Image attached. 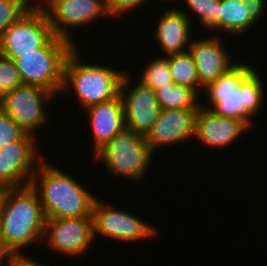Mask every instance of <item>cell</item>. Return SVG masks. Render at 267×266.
I'll return each instance as SVG.
<instances>
[{"label":"cell","mask_w":267,"mask_h":266,"mask_svg":"<svg viewBox=\"0 0 267 266\" xmlns=\"http://www.w3.org/2000/svg\"><path fill=\"white\" fill-rule=\"evenodd\" d=\"M247 63L236 61L226 73L209 83L203 89L202 97L207 98L210 108L204 103L200 106L214 115L239 119L250 128L252 118L265 103V88L259 72Z\"/></svg>","instance_id":"6da1fadb"},{"label":"cell","mask_w":267,"mask_h":266,"mask_svg":"<svg viewBox=\"0 0 267 266\" xmlns=\"http://www.w3.org/2000/svg\"><path fill=\"white\" fill-rule=\"evenodd\" d=\"M45 224L39 195L31 185L0 189V238L9 254L23 253L42 241Z\"/></svg>","instance_id":"7a4b0ae2"},{"label":"cell","mask_w":267,"mask_h":266,"mask_svg":"<svg viewBox=\"0 0 267 266\" xmlns=\"http://www.w3.org/2000/svg\"><path fill=\"white\" fill-rule=\"evenodd\" d=\"M31 186L39 195L46 219L93 216L96 196L77 179L44 158L38 163Z\"/></svg>","instance_id":"3957f363"},{"label":"cell","mask_w":267,"mask_h":266,"mask_svg":"<svg viewBox=\"0 0 267 266\" xmlns=\"http://www.w3.org/2000/svg\"><path fill=\"white\" fill-rule=\"evenodd\" d=\"M79 54L77 45L66 59L61 93H75L79 105L84 110L89 106L118 97L122 78L127 71L84 63Z\"/></svg>","instance_id":"277c9868"},{"label":"cell","mask_w":267,"mask_h":266,"mask_svg":"<svg viewBox=\"0 0 267 266\" xmlns=\"http://www.w3.org/2000/svg\"><path fill=\"white\" fill-rule=\"evenodd\" d=\"M73 42L54 36L44 47L29 54H1L16 64L23 84L34 85L62 95L64 66L75 48Z\"/></svg>","instance_id":"5b68a950"},{"label":"cell","mask_w":267,"mask_h":266,"mask_svg":"<svg viewBox=\"0 0 267 266\" xmlns=\"http://www.w3.org/2000/svg\"><path fill=\"white\" fill-rule=\"evenodd\" d=\"M94 156L96 161L106 166V171L112 176H124L138 183L147 174L154 154L148 146L146 136L124 128Z\"/></svg>","instance_id":"8992f818"},{"label":"cell","mask_w":267,"mask_h":266,"mask_svg":"<svg viewBox=\"0 0 267 266\" xmlns=\"http://www.w3.org/2000/svg\"><path fill=\"white\" fill-rule=\"evenodd\" d=\"M40 7L45 11L55 36L73 42L72 28H82L96 19H112L107 0H45ZM72 35V36H71Z\"/></svg>","instance_id":"52a82bcc"},{"label":"cell","mask_w":267,"mask_h":266,"mask_svg":"<svg viewBox=\"0 0 267 266\" xmlns=\"http://www.w3.org/2000/svg\"><path fill=\"white\" fill-rule=\"evenodd\" d=\"M54 96L46 89L22 84L0 98V107L25 133L34 135L40 126L47 124L49 116L45 105L51 103Z\"/></svg>","instance_id":"ba28073f"},{"label":"cell","mask_w":267,"mask_h":266,"mask_svg":"<svg viewBox=\"0 0 267 266\" xmlns=\"http://www.w3.org/2000/svg\"><path fill=\"white\" fill-rule=\"evenodd\" d=\"M54 36L45 11L40 6H32L4 31L0 54L35 53Z\"/></svg>","instance_id":"9c48e42d"},{"label":"cell","mask_w":267,"mask_h":266,"mask_svg":"<svg viewBox=\"0 0 267 266\" xmlns=\"http://www.w3.org/2000/svg\"><path fill=\"white\" fill-rule=\"evenodd\" d=\"M36 136L26 133L21 139L0 149V189L31 184L37 164L45 158L44 154H38Z\"/></svg>","instance_id":"30bf717a"},{"label":"cell","mask_w":267,"mask_h":266,"mask_svg":"<svg viewBox=\"0 0 267 266\" xmlns=\"http://www.w3.org/2000/svg\"><path fill=\"white\" fill-rule=\"evenodd\" d=\"M95 198L92 207L94 237L98 234L119 242L134 243L154 236L156 228L127 210L116 209ZM105 202V203H104Z\"/></svg>","instance_id":"8fae6325"},{"label":"cell","mask_w":267,"mask_h":266,"mask_svg":"<svg viewBox=\"0 0 267 266\" xmlns=\"http://www.w3.org/2000/svg\"><path fill=\"white\" fill-rule=\"evenodd\" d=\"M43 237L52 252L71 258L81 256L96 240L93 216L48 218Z\"/></svg>","instance_id":"7c38bea8"},{"label":"cell","mask_w":267,"mask_h":266,"mask_svg":"<svg viewBox=\"0 0 267 266\" xmlns=\"http://www.w3.org/2000/svg\"><path fill=\"white\" fill-rule=\"evenodd\" d=\"M129 75L128 72L124 74L120 87V95L124 103L125 128L147 136L158 119L161 108L155 91L138 80L134 85Z\"/></svg>","instance_id":"4fadbf2b"},{"label":"cell","mask_w":267,"mask_h":266,"mask_svg":"<svg viewBox=\"0 0 267 266\" xmlns=\"http://www.w3.org/2000/svg\"><path fill=\"white\" fill-rule=\"evenodd\" d=\"M197 110L161 109L146 140L153 154L166 145L185 143L194 138ZM185 141V142H184ZM158 149V150H157Z\"/></svg>","instance_id":"5bb4252c"},{"label":"cell","mask_w":267,"mask_h":266,"mask_svg":"<svg viewBox=\"0 0 267 266\" xmlns=\"http://www.w3.org/2000/svg\"><path fill=\"white\" fill-rule=\"evenodd\" d=\"M250 129L236 118L214 115L210 110L197 109L194 119V139L210 148H226ZM244 133V134H243Z\"/></svg>","instance_id":"9a60e30c"},{"label":"cell","mask_w":267,"mask_h":266,"mask_svg":"<svg viewBox=\"0 0 267 266\" xmlns=\"http://www.w3.org/2000/svg\"><path fill=\"white\" fill-rule=\"evenodd\" d=\"M212 36V37H211ZM209 38L193 39L189 47L197 74L200 81V92L216 80L220 75L226 73L234 63L231 61L230 53L223 47V39L220 36L211 35ZM220 37V38H219Z\"/></svg>","instance_id":"2e32d148"},{"label":"cell","mask_w":267,"mask_h":266,"mask_svg":"<svg viewBox=\"0 0 267 266\" xmlns=\"http://www.w3.org/2000/svg\"><path fill=\"white\" fill-rule=\"evenodd\" d=\"M178 7L172 6L168 9L167 6H164V13L159 16V22L156 23L157 28L153 36L160 45V51L163 52L162 56L186 52L191 45L193 21L185 8L183 10Z\"/></svg>","instance_id":"e0dca14e"},{"label":"cell","mask_w":267,"mask_h":266,"mask_svg":"<svg viewBox=\"0 0 267 266\" xmlns=\"http://www.w3.org/2000/svg\"><path fill=\"white\" fill-rule=\"evenodd\" d=\"M91 127L93 155L125 128L124 103L118 97L83 110Z\"/></svg>","instance_id":"ac0fdd59"},{"label":"cell","mask_w":267,"mask_h":266,"mask_svg":"<svg viewBox=\"0 0 267 266\" xmlns=\"http://www.w3.org/2000/svg\"><path fill=\"white\" fill-rule=\"evenodd\" d=\"M244 0H220L218 10V31L229 34L242 35L255 26L250 18V8H246ZM250 28V29H249Z\"/></svg>","instance_id":"d6986e66"},{"label":"cell","mask_w":267,"mask_h":266,"mask_svg":"<svg viewBox=\"0 0 267 266\" xmlns=\"http://www.w3.org/2000/svg\"><path fill=\"white\" fill-rule=\"evenodd\" d=\"M155 94L161 109L197 110L201 104L192 89L174 83L159 87Z\"/></svg>","instance_id":"ffe728a7"},{"label":"cell","mask_w":267,"mask_h":266,"mask_svg":"<svg viewBox=\"0 0 267 266\" xmlns=\"http://www.w3.org/2000/svg\"><path fill=\"white\" fill-rule=\"evenodd\" d=\"M165 57L168 59L174 84L192 89L200 97L197 68L189 50Z\"/></svg>","instance_id":"44dd1931"},{"label":"cell","mask_w":267,"mask_h":266,"mask_svg":"<svg viewBox=\"0 0 267 266\" xmlns=\"http://www.w3.org/2000/svg\"><path fill=\"white\" fill-rule=\"evenodd\" d=\"M151 59L149 64L147 62L146 67L141 77L137 79L143 85L150 87L153 91L159 87H165L167 84H173L171 76V70L168 59L165 56L155 57Z\"/></svg>","instance_id":"7402d4cb"},{"label":"cell","mask_w":267,"mask_h":266,"mask_svg":"<svg viewBox=\"0 0 267 266\" xmlns=\"http://www.w3.org/2000/svg\"><path fill=\"white\" fill-rule=\"evenodd\" d=\"M182 1H185V4L188 6L187 8L190 9L192 13H196L195 15L198 16L197 19L200 20V24L204 26L203 28H206L205 30H207V32L213 31V34L218 31V10L220 0Z\"/></svg>","instance_id":"603a6c76"},{"label":"cell","mask_w":267,"mask_h":266,"mask_svg":"<svg viewBox=\"0 0 267 266\" xmlns=\"http://www.w3.org/2000/svg\"><path fill=\"white\" fill-rule=\"evenodd\" d=\"M31 7L26 0H0V40L4 31Z\"/></svg>","instance_id":"cb8c5ba5"},{"label":"cell","mask_w":267,"mask_h":266,"mask_svg":"<svg viewBox=\"0 0 267 266\" xmlns=\"http://www.w3.org/2000/svg\"><path fill=\"white\" fill-rule=\"evenodd\" d=\"M22 84L15 62L0 54V98Z\"/></svg>","instance_id":"d4e9b609"},{"label":"cell","mask_w":267,"mask_h":266,"mask_svg":"<svg viewBox=\"0 0 267 266\" xmlns=\"http://www.w3.org/2000/svg\"><path fill=\"white\" fill-rule=\"evenodd\" d=\"M26 133L0 107V149L21 139Z\"/></svg>","instance_id":"484cf974"},{"label":"cell","mask_w":267,"mask_h":266,"mask_svg":"<svg viewBox=\"0 0 267 266\" xmlns=\"http://www.w3.org/2000/svg\"><path fill=\"white\" fill-rule=\"evenodd\" d=\"M147 0H107V8L112 19L116 17H121V15H128L129 12L133 13L131 10H138L140 6L144 5Z\"/></svg>","instance_id":"4316f807"},{"label":"cell","mask_w":267,"mask_h":266,"mask_svg":"<svg viewBox=\"0 0 267 266\" xmlns=\"http://www.w3.org/2000/svg\"><path fill=\"white\" fill-rule=\"evenodd\" d=\"M266 1L267 0H244V6L250 8L249 14L250 18L257 24L261 21L260 18L264 16L263 12L266 11ZM265 9V10H264ZM263 14V15H262ZM260 20V21H259Z\"/></svg>","instance_id":"83f0119b"},{"label":"cell","mask_w":267,"mask_h":266,"mask_svg":"<svg viewBox=\"0 0 267 266\" xmlns=\"http://www.w3.org/2000/svg\"><path fill=\"white\" fill-rule=\"evenodd\" d=\"M5 266H42L34 258L28 257L23 253L10 254Z\"/></svg>","instance_id":"f1b7e54d"},{"label":"cell","mask_w":267,"mask_h":266,"mask_svg":"<svg viewBox=\"0 0 267 266\" xmlns=\"http://www.w3.org/2000/svg\"><path fill=\"white\" fill-rule=\"evenodd\" d=\"M10 254L9 252L4 248L1 238H0V266H3L7 263L8 258Z\"/></svg>","instance_id":"f546056e"},{"label":"cell","mask_w":267,"mask_h":266,"mask_svg":"<svg viewBox=\"0 0 267 266\" xmlns=\"http://www.w3.org/2000/svg\"><path fill=\"white\" fill-rule=\"evenodd\" d=\"M31 6H40L45 0H26ZM33 1V2H32Z\"/></svg>","instance_id":"4dcf8cb0"},{"label":"cell","mask_w":267,"mask_h":266,"mask_svg":"<svg viewBox=\"0 0 267 266\" xmlns=\"http://www.w3.org/2000/svg\"><path fill=\"white\" fill-rule=\"evenodd\" d=\"M155 1H157L158 2V0H155ZM162 2L164 1V2H166L167 0H161ZM169 1H171L170 3H172V1H175V2H177V0H168L167 1V3L169 2ZM159 2H160V0H159Z\"/></svg>","instance_id":"1f68e13d"}]
</instances>
